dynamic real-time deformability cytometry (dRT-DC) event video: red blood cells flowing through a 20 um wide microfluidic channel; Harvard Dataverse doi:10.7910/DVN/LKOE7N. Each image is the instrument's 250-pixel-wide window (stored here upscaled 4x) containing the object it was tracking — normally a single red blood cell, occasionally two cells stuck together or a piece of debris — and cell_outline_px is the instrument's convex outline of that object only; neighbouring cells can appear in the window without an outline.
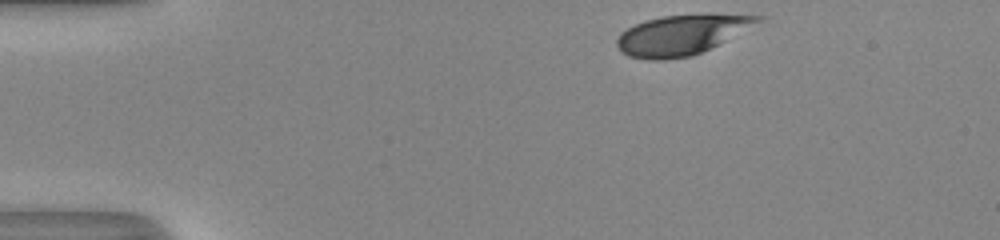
{"species": "human", "species_latin": "Homo sapiens", "temperature_condition": "room temperature", "stored_images_in_passage": 35, "camera_frame_rate_fps": 3000, "um_per_image_px": 0.085, "donor": {"sex": "male"}, "frame": {"image": 1, "passage_image": 1, "time_ms": 0.0, "image_size_px": [1000, 240], "cell_outline_px": [[768, 16], [764, 20], [692, 56], [664, 60], [648, 60], [628, 56], [620, 52], [616, 44], [616, 40], [620, 32], [644, 20], [664, 16], [708, 12], [712, 12]], "centroid_in_image_um": [57.93, 2.92], "position_along_channel_um": 27.1, "area_um2": 33.23}}
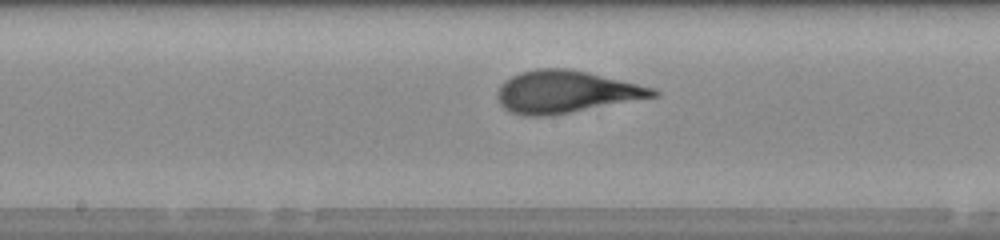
{"frame": {"image": 2, "passage_image": 20, "time_ms": 6.333, "image_size_px": [1000, 240], "cell_outline_px": [[660, 96], [548, 116], [524, 116], [508, 112], [500, 104], [496, 96], [496, 92], [500, 84], [504, 80], [520, 72], [536, 68], [564, 68], [588, 72], [656, 88], [660, 92]], "centroid_in_image_um": [48.08, 7.81], "position_along_channel_um": 200.1, "area_um2": 38.61}}
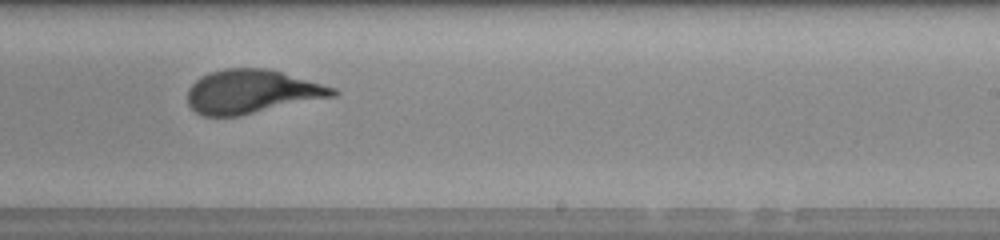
{"frame": {"image": 3, "passage_image": 25, "time_ms": 8.0, "image_size_px": [1000, 240], "cell_outline_px": [[340, 92], [336, 96], [240, 116], [204, 116], [196, 112], [188, 104], [188, 88], [200, 76], [208, 72], [224, 68], [268, 68], [336, 88]], "centroid_in_image_um": [21.4, 7.79], "position_along_channel_um": 267.6, "area_um2": 37.22}, "authors_computed_cell_mechanics": {"area_um2": 37.281, "velocity_mm_per_s": 4.0701, "shape_relaxation_time_tau1_ms": 4.8053, "shape_relaxation_time_tau2_ms": null, "deformation_change_tau1": 0.2137, "deformation_change_tau2": null}}